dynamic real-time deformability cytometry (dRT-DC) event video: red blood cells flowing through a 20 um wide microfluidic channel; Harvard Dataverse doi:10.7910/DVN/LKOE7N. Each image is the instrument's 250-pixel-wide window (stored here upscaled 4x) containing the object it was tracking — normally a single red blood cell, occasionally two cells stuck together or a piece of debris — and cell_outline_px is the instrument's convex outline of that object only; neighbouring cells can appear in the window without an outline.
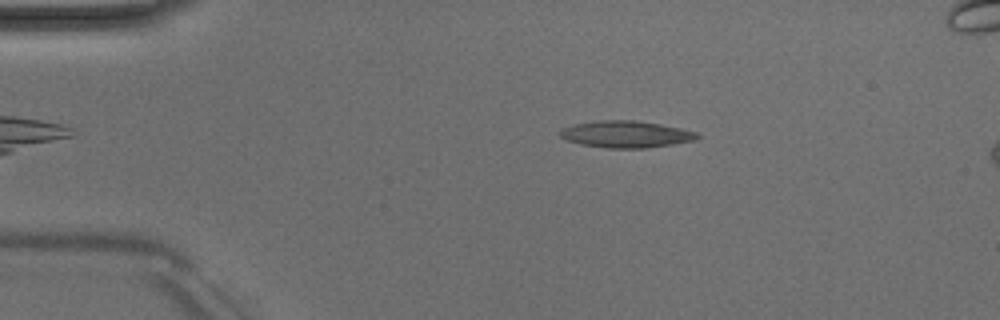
{"species": "Egyptian fruit bat (a non-hibernating species)", "species_latin": "Rousettus aegyptiacus", "temperature_condition": "room temperature", "stored_images_in_passage": 51, "segment_of_instrument_passage": [1, 2], "camera_frame_rate_fps": 3000, "um_per_image_px": 0.085, "animal": {"sex": "male"}, "frame": {"image": 1, "passage_image": 9, "time_ms": 2.667, "image_size_px": [1000, 320], "cell_outline_px": [[700, 136], [696, 140], [672, 144], [644, 148], [608, 148], [580, 144], [568, 140], [560, 136], [560, 132], [564, 128], [572, 124], [600, 120], [636, 120], [660, 124], [680, 128], [696, 132]], "centroid_in_image_um": [53.22, 11.4], "position_along_channel_um": 31.8, "area_um2": 21.27}}
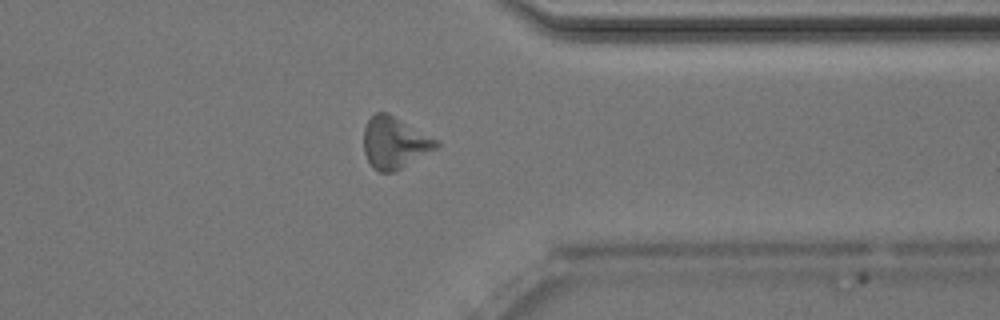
{"frame": {"image": 2, "passage_image": 39, "time_ms": 12.667, "image_size_px": [1000, 320], "cell_outline_px": [[440, 144], [436, 148], [396, 172], [380, 172], [372, 168], [364, 152], [364, 128], [368, 120], [376, 112], [388, 112], [440, 140]], "centroid_in_image_um": [33.55, 12.13], "position_along_channel_um": 377.8, "area_um2": 22.08}}
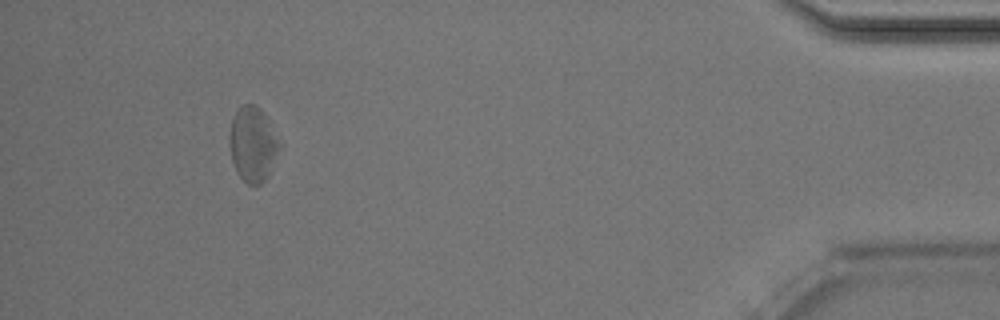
{"frame": {"image": 3, "passage_image": 46, "time_ms": 15.0, "image_size_px": [1000, 320], "cell_outline_px": [[280, 148], [268, 176], [260, 184], [248, 184], [236, 172], [232, 160], [232, 120], [236, 112], [244, 104], [252, 104], [260, 108], [264, 112], [280, 144]], "centroid_in_image_um": [21.52, 12.27], "position_along_channel_um": 413.7, "area_um2": 20.92}}